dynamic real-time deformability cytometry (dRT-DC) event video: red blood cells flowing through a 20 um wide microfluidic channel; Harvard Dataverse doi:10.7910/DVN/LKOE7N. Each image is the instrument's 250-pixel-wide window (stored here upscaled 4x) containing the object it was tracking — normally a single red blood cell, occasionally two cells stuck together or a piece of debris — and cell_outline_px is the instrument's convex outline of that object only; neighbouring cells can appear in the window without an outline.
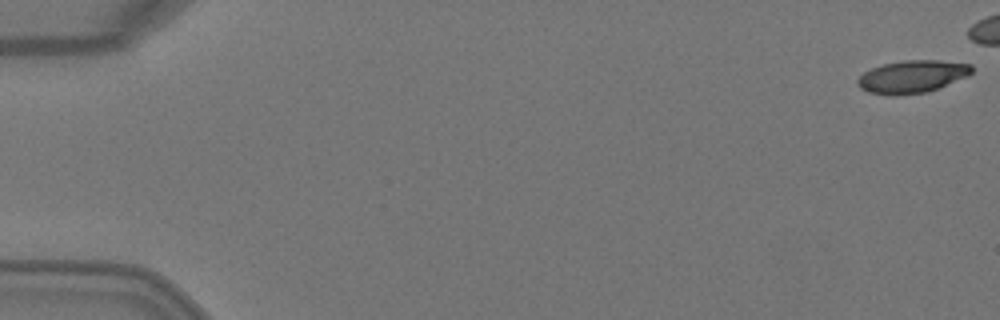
{"species": "Egyptian fruit bat (a non-hibernating species)", "species_latin": "Rousettus aegyptiacus", "temperature_condition": "warm", "stored_images_in_passage": 3, "camera_frame_rate_fps": 3000, "um_per_image_px": 0.085, "animal": {"sex": "female"}, "frame": {"image": 1, "passage_image": 1, "time_ms": 0.0, "image_size_px": [1000, 320], "cell_outline_px": [[972, 72], [968, 76], [936, 88], [924, 92], [896, 96], [888, 96], [868, 92], [860, 88], [856, 84], [856, 80], [864, 72], [872, 68], [884, 64], [904, 60], [940, 60], [972, 64]], "centroid_in_image_um": [77.5, 6.51], "position_along_channel_um": 7.5, "area_um2": 21.68}}